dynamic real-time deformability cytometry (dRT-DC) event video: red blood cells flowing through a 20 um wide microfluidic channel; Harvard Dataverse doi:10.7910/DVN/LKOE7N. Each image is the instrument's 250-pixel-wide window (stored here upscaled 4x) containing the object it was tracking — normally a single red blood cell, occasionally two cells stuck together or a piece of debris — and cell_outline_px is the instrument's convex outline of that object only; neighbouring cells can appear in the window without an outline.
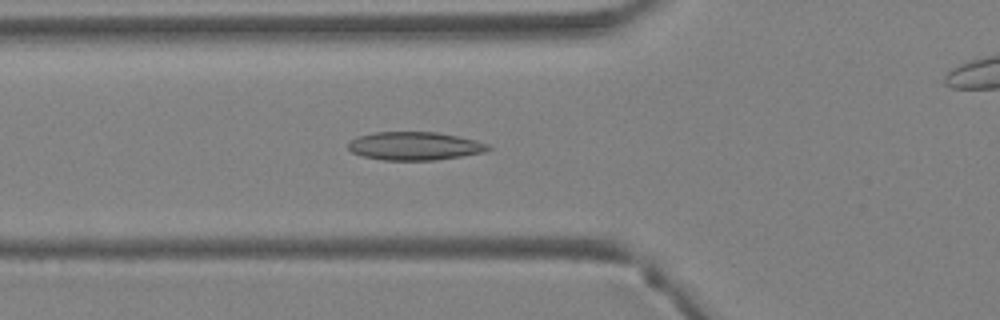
{"species": "Egyptian fruit bat (a non-hibernating species)", "species_latin": "Rousettus aegyptiacus", "temperature_condition": "warm", "stored_images_in_passage": 34, "camera_frame_rate_fps": 3000, "um_per_image_px": 0.085, "animal": {"sex": "female"}, "frame": {"image": 1, "passage_image": 8, "time_ms": 2.333, "image_size_px": [1000, 320], "cell_outline_px": [[492, 148], [488, 152], [436, 160], [384, 160], [364, 156], [352, 152], [348, 148], [348, 144], [356, 136], [376, 132], [436, 132], [476, 140], [488, 144]], "centroid_in_image_um": [35.28, 12.41], "position_along_channel_um": 90.5, "area_um2": 23.06}}
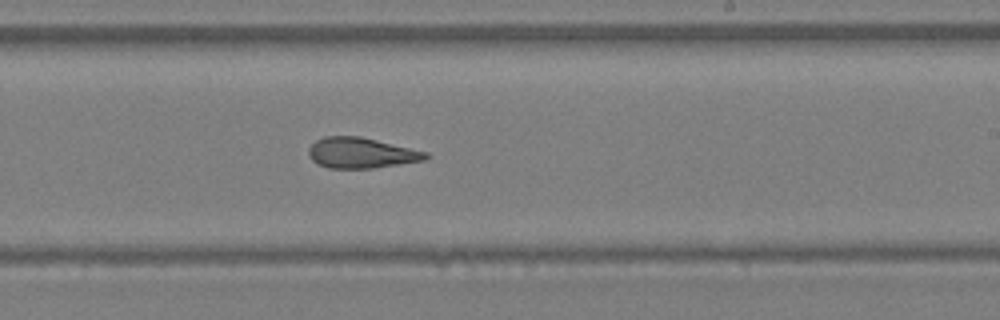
{"frame": {"image": 2, "passage_image": 18, "time_ms": 5.667, "image_size_px": [1000, 320], "cell_outline_px": [[428, 156], [424, 160], [372, 168], [328, 168], [312, 160], [308, 156], [308, 148], [316, 140], [324, 136], [360, 136], [428, 152]], "centroid_in_image_um": [30.67, 12.99], "position_along_channel_um": 258.3, "area_um2": 20.69}}
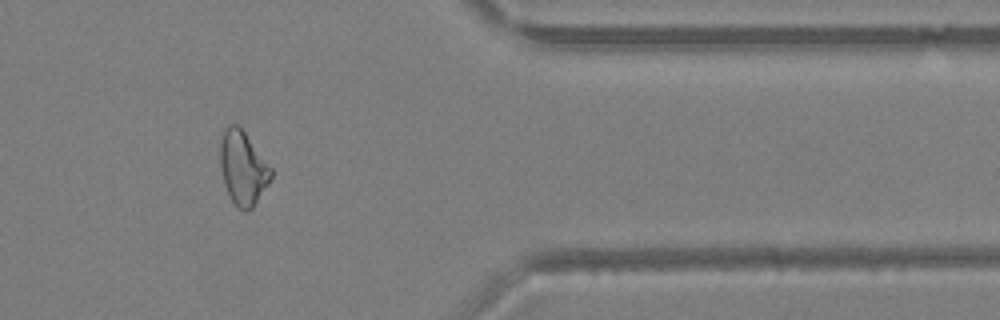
{"frame": {"image": 3, "passage_image": 27, "time_ms": 8.667, "image_size_px": [1000, 320], "cell_outline_px": [[272, 176], [268, 184], [252, 208], [244, 212], [232, 200], [224, 184], [220, 168], [220, 144], [224, 128], [228, 124], [236, 124], [244, 132], [272, 168]], "centroid_in_image_um": [20.63, 14.27], "position_along_channel_um": 390.8, "area_um2": 21.56}}